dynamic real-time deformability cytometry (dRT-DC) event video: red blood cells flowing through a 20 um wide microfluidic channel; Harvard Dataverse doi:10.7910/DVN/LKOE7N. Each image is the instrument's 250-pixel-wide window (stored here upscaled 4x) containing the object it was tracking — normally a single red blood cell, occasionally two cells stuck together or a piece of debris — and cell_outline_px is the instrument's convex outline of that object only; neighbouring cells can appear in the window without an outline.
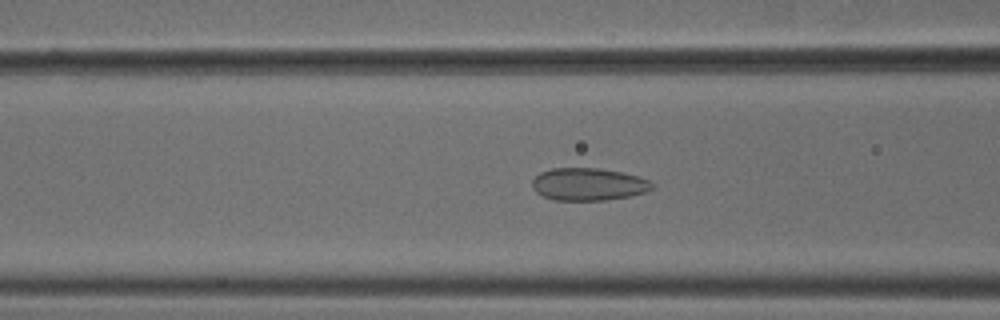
{"species": "common noctule bat (a hibernating species)", "species_latin": "Nyctalus noctula", "temperature_condition": "cold", "stored_images_in_passage": 53, "camera_frame_rate_fps": 3000, "um_per_image_px": 0.085, "animal": {"sex": "male", "body_mass_g": 18.8}, "frame": {"image": 1, "passage_image": 21, "time_ms": 6.667, "image_size_px": [1000, 320], "cell_outline_px": [[652, 188], [644, 192], [632, 196], [604, 200], [552, 200], [536, 192], [532, 188], [532, 180], [540, 172], [552, 168], [600, 168], [640, 176], [652, 180]], "centroid_in_image_um": [50.02, 15.66], "position_along_channel_um": 116.6, "area_um2": 22.83}}
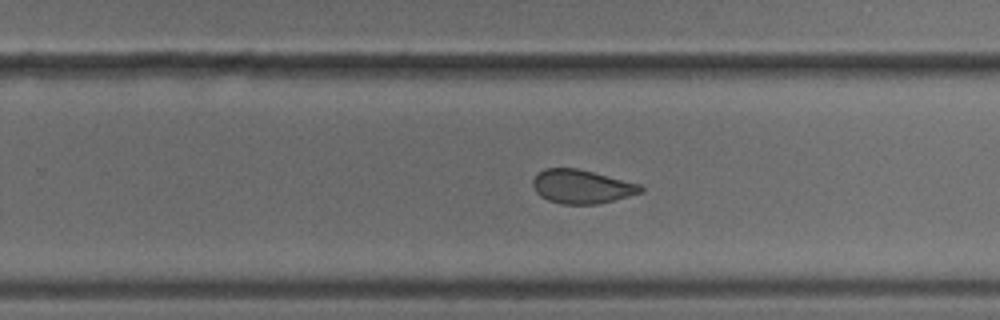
{"frame": {"image": 2, "passage_image": 34, "time_ms": 11.0, "image_size_px": [1000, 320], "cell_outline_px": [[644, 192], [596, 204], [560, 204], [548, 200], [540, 196], [536, 192], [532, 184], [532, 180], [544, 168], [576, 168], [640, 184], [644, 188]], "centroid_in_image_um": [49.43, 15.86], "position_along_channel_um": 280.4, "area_um2": 21.04}}
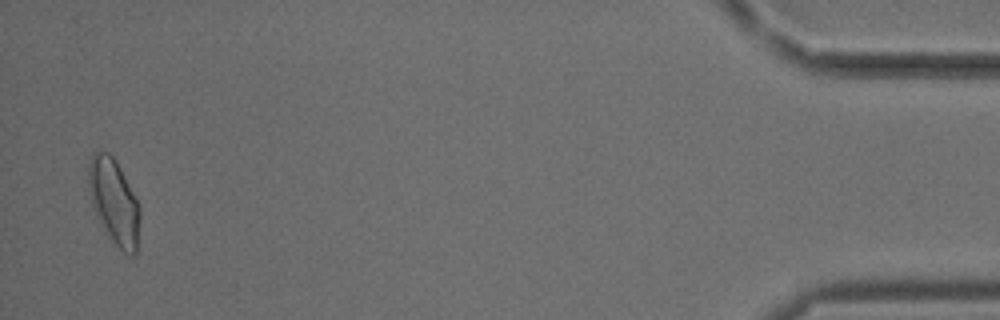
{"frame": {"image": 3, "passage_image": 52, "time_ms": 17.0, "image_size_px": [1000, 320], "cell_outline_px": [[140, 216], [136, 252], [132, 256], [128, 256], [108, 236], [92, 204], [88, 184], [88, 164], [92, 156], [96, 152], [108, 152], [116, 160], [140, 204]], "centroid_in_image_um": [9.72, 17.13], "position_along_channel_um": 425.5, "area_um2": 25.26}, "authors_computed_cell_mechanics": {"area_um2": 22.7154, "velocity_mm_per_s": 3.7774, "shape_relaxation_time_tau1_ms": null, "shape_relaxation_time_tau2_ms": 1.4809, "deformation_change_tau1": null, "deformation_change_tau2": 0.0682}}